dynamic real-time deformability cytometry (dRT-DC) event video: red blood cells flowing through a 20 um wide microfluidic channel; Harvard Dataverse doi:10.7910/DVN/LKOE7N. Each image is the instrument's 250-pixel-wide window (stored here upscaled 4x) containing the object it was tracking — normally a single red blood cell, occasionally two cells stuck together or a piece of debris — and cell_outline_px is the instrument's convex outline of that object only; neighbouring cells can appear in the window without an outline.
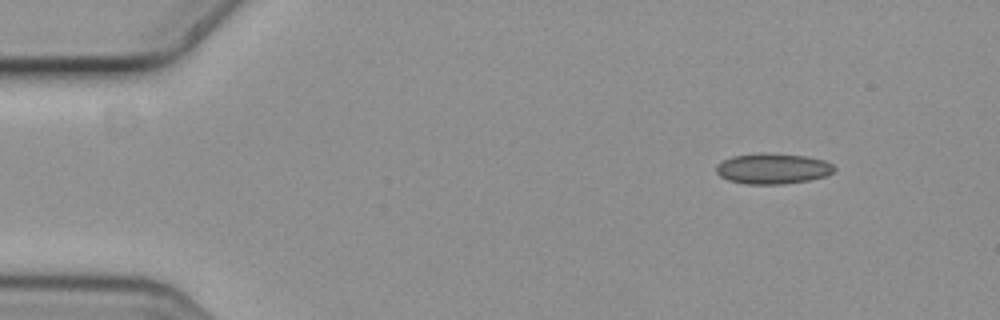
{"species": "common noctule bat (a hibernating species)", "species_latin": "Nyctalus noctula", "temperature_condition": "cold", "stored_images_in_passage": 5, "camera_frame_rate_fps": 3000, "um_per_image_px": 0.085, "animal": {"sex": "female", "body_mass_g": 19.3, "forearm_length_mm": 54.1}, "frame": {"image": 1, "passage_image": 1, "time_ms": 0.0, "image_size_px": [1000, 320], "cell_outline_px": [[836, 168], [832, 172], [824, 176], [808, 180], [780, 184], [744, 184], [728, 180], [720, 176], [716, 172], [716, 164], [732, 156], [756, 152], [764, 152], [808, 156], [824, 160], [832, 164]], "centroid_in_image_um": [65.65, 14.31], "position_along_channel_um": 19.4, "area_um2": 21.21}}
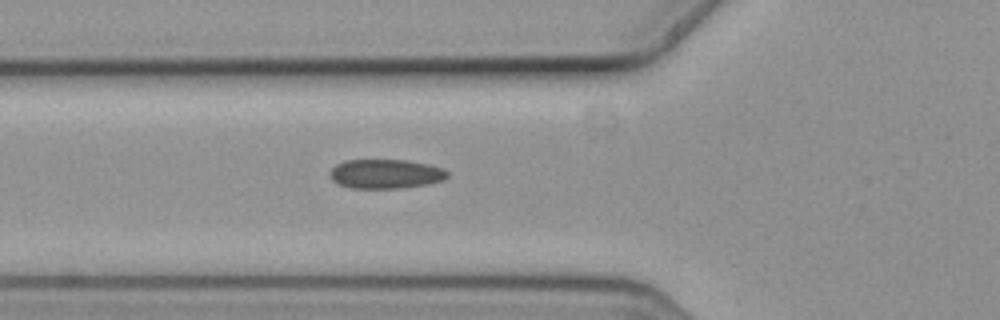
{"frame": {"image": 2, "passage_image": 5, "time_ms": 1.333, "image_size_px": [1000, 320], "cell_outline_px": [[448, 176], [440, 180], [428, 184], [404, 188], [348, 188], [332, 180], [328, 172], [336, 164], [344, 160], [408, 160], [428, 164], [444, 168], [448, 172]], "centroid_in_image_um": [32.76, 14.78], "position_along_channel_um": 93.0, "area_um2": 20.17}}